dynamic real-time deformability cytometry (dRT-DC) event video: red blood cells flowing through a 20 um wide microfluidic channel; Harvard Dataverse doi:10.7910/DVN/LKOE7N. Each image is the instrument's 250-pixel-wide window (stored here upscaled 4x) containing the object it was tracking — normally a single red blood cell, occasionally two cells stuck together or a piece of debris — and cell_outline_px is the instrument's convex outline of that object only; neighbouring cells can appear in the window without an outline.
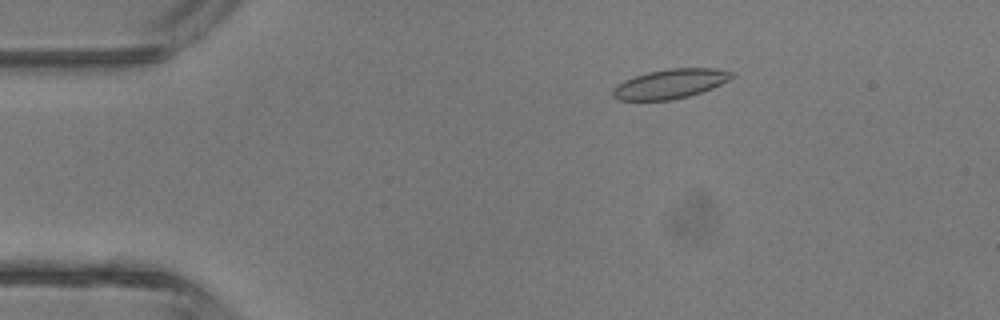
{"species": "common noctule bat (a hibernating species)", "species_latin": "Nyctalus noctula", "temperature_condition": "room temperature", "stored_images_in_passage": 5, "camera_frame_rate_fps": 3000, "um_per_image_px": 0.085, "animal": {"sex": "male", "body_mass_g": 13.3}, "frame": {"image": 1, "passage_image": 3, "time_ms": 2.333, "image_size_px": [1000, 320], "cell_outline_px": [[732, 76], [728, 80], [712, 88], [688, 96], [672, 100], [620, 100], [612, 96], [612, 88], [616, 84], [624, 80], [648, 72], [668, 68], [716, 68], [732, 72]], "centroid_in_image_um": [56.92, 7.12], "position_along_channel_um": 28.1, "area_um2": 20.29}}
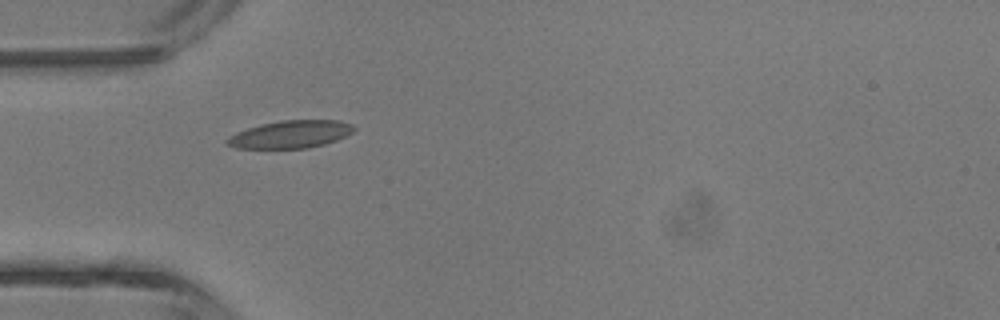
{"frame": {"image": 2, "passage_image": 4, "time_ms": 4.333, "image_size_px": [1000, 320], "cell_outline_px": [[356, 128], [352, 132], [336, 140], [324, 144], [308, 148], [236, 148], [228, 144], [224, 140], [228, 136], [236, 132], [260, 124], [280, 120], [336, 120], [352, 124]], "centroid_in_image_um": [24.67, 11.41], "position_along_channel_um": 60.3, "area_um2": 20.35}}
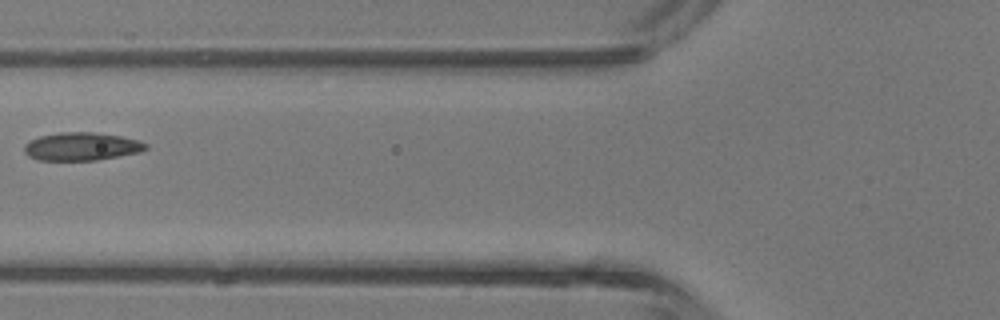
{"frame": {"image": 3, "passage_image": 5, "time_ms": 5.667, "image_size_px": [1000, 320], "cell_outline_px": [[148, 148], [140, 152], [96, 160], [36, 160], [28, 156], [24, 152], [24, 144], [28, 140], [40, 136], [60, 132], [92, 132], [120, 136], [140, 140], [148, 144]], "centroid_in_image_um": [6.91, 12.45], "position_along_channel_um": 118.9, "area_um2": 20.0}}